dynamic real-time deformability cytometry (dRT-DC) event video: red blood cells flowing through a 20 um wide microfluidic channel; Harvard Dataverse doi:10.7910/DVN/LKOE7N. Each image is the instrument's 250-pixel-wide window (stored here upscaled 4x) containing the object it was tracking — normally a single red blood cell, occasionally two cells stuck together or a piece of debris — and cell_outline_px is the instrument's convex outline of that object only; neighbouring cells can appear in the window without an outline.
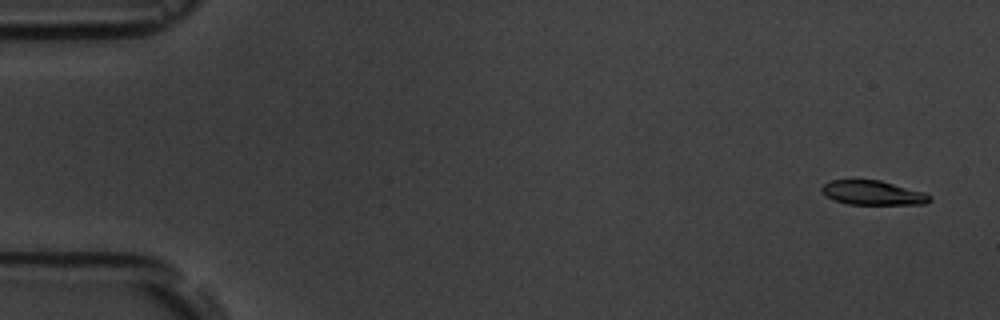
{"species": "common noctule bat (a hibernating species)", "species_latin": "Nyctalus noctula", "temperature_condition": "room temperature", "stored_images_in_passage": 6, "camera_frame_rate_fps": 3000, "um_per_image_px": 0.085, "animal": {"sex": "male", "body_mass_g": 19.5, "forearm_length_mm": 54.6}, "frame": {"image": 1, "passage_image": 1, "time_ms": 0.0, "image_size_px": [1000, 320], "cell_outline_px": [[932, 200], [924, 204], [848, 204], [836, 200], [828, 196], [820, 188], [824, 184], [832, 180], [880, 180], [924, 192], [932, 196]], "centroid_in_image_um": [74.24, 16.39], "position_along_channel_um": 10.8, "area_um2": 15.09}}
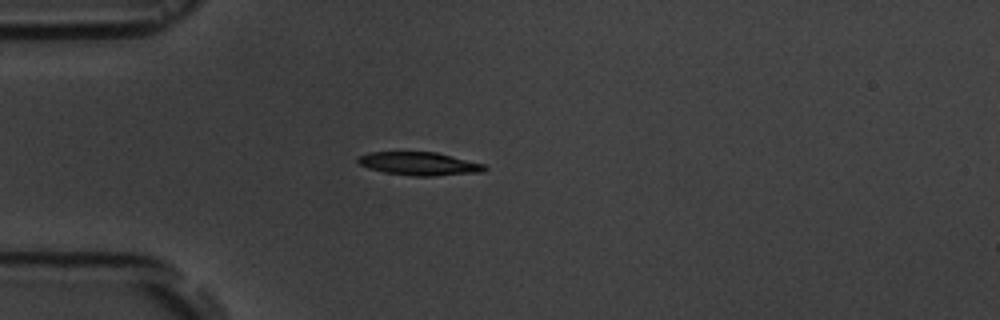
{"frame": {"image": 2, "passage_image": 5, "time_ms": 4.333, "image_size_px": [1000, 320], "cell_outline_px": [[488, 168], [484, 172], [432, 176], [412, 176], [384, 172], [368, 168], [360, 164], [356, 160], [356, 156], [368, 152], [436, 152], [484, 164]], "centroid_in_image_um": [35.61, 13.91], "position_along_channel_um": 49.4, "area_um2": 17.22}}